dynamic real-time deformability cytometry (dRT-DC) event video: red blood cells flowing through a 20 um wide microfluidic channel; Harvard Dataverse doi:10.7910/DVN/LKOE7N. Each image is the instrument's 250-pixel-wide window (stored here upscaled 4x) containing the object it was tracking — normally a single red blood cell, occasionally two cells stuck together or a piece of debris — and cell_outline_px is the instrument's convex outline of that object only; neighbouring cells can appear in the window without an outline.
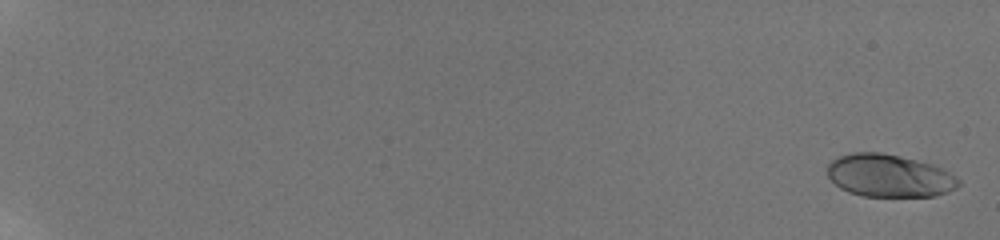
{"species": "human", "species_latin": "Homo sapiens", "temperature_condition": "room temperature", "stored_images_in_passage": 18, "camera_frame_rate_fps": 3000, "um_per_image_px": 0.085, "donor": {"sex": "male"}, "frame": {"image": 1, "passage_image": 1, "time_ms": 0.0, "image_size_px": [1000, 240], "cell_outline_px": [[960, 184], [956, 188], [948, 192], [936, 196], [864, 196], [848, 192], [840, 188], [828, 176], [828, 164], [832, 160], [840, 156], [852, 152], [880, 152], [900, 156], [932, 164], [956, 176], [960, 180]], "centroid_in_image_um": [75.59, 14.94], "position_along_channel_um": 9.4, "area_um2": 32.54}}
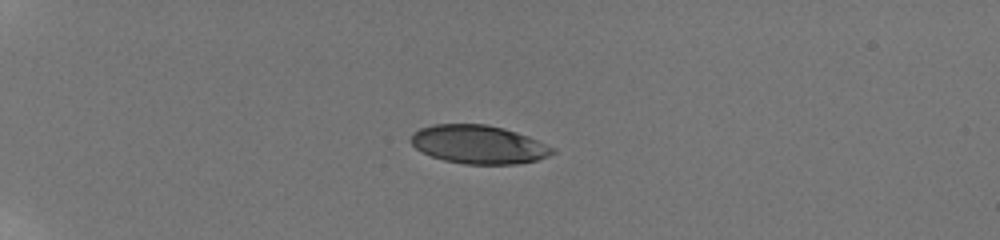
{"frame": {"image": 2, "passage_image": 12, "time_ms": 5.667, "image_size_px": [1000, 240], "cell_outline_px": [[556, 152], [548, 156], [536, 160], [516, 164], [464, 164], [444, 160], [432, 156], [416, 148], [408, 140], [412, 132], [420, 128], [436, 124], [488, 124], [504, 128], [528, 136], [556, 148]], "centroid_in_image_um": [40.68, 12.27], "position_along_channel_um": 44.3, "area_um2": 31.85}}